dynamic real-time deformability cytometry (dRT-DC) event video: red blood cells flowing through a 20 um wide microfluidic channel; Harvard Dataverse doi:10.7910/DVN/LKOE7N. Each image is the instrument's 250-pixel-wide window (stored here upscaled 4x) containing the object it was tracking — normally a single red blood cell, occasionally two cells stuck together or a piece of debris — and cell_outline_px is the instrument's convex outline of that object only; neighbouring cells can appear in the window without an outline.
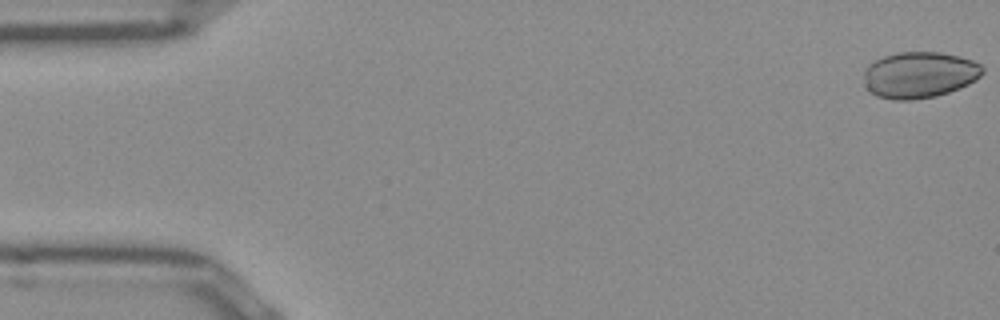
{"species": "Egyptian fruit bat (a non-hibernating species)", "species_latin": "Rousettus aegyptiacus", "temperature_condition": "room temperature", "stored_images_in_passage": 36, "camera_frame_rate_fps": 3000, "um_per_image_px": 0.085, "frame": {"image": 1, "passage_image": 1, "time_ms": 0.0, "image_size_px": [1000, 320], "cell_outline_px": [[984, 72], [976, 80], [968, 84], [948, 92], [936, 96], [912, 100], [892, 100], [876, 96], [868, 88], [864, 76], [864, 68], [868, 64], [884, 56], [896, 52], [940, 52], [960, 56], [972, 60], [980, 64], [984, 68]], "centroid_in_image_um": [78.16, 6.36], "position_along_channel_um": 6.8, "area_um2": 32.08}}
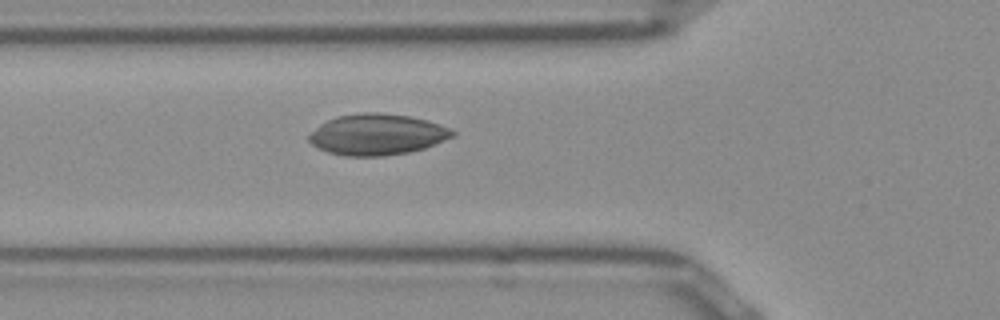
{"frame": {"image": 2, "passage_image": 18, "time_ms": 5.667, "image_size_px": [1000, 320], "cell_outline_px": [[456, 136], [436, 144], [424, 148], [408, 152], [384, 156], [344, 156], [328, 152], [312, 144], [308, 140], [308, 136], [320, 124], [336, 116], [364, 112], [380, 112], [408, 116], [428, 120], [440, 124], [456, 132]], "centroid_in_image_um": [32.08, 11.43], "position_along_channel_um": 93.7, "area_um2": 34.39}}
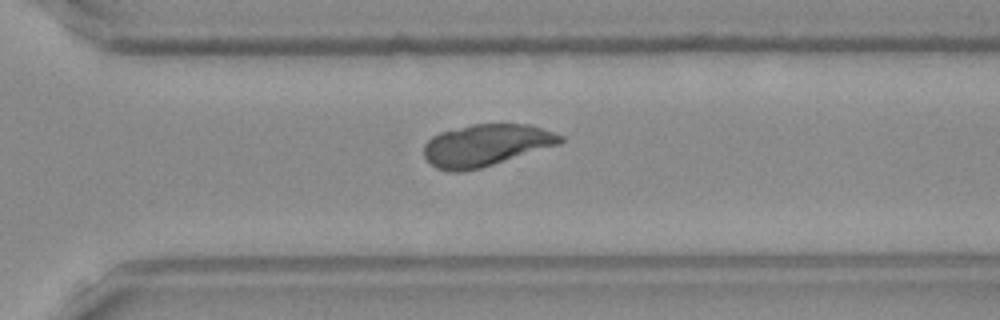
{"frame": {"image": 3, "passage_image": 36, "time_ms": 11.667, "image_size_px": [1000, 320], "cell_outline_px": [[564, 140], [560, 144], [480, 168], [464, 172], [448, 172], [436, 168], [424, 156], [424, 144], [432, 136], [440, 132], [472, 124], [528, 124], [564, 136]], "centroid_in_image_um": [41.28, 12.35], "position_along_channel_um": 329.3, "area_um2": 33.18}}